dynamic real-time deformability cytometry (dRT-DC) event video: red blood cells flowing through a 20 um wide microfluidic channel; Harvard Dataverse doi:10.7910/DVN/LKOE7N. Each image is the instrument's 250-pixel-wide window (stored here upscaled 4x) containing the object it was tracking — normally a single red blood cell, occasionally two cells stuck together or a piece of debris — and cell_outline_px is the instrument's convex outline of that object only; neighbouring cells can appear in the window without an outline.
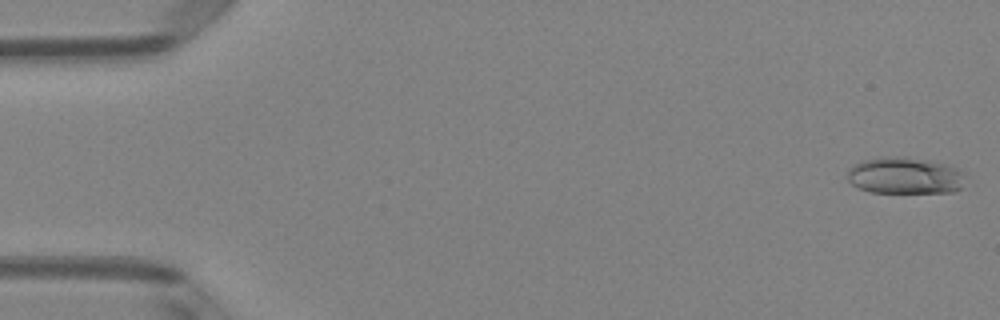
{"species": "Egyptian fruit bat (a non-hibernating species)", "species_latin": "Rousettus aegyptiacus", "temperature_condition": "room temperature", "stored_images_in_passage": 51, "segment_of_instrument_passage": [1, 2], "camera_frame_rate_fps": 3000, "um_per_image_px": 0.085, "animal": {"sex": "female"}, "frame": {"image": 1, "passage_image": 1, "time_ms": 0.0, "image_size_px": [1000, 320], "cell_outline_px": [[960, 188], [952, 192], [872, 192], [860, 188], [852, 184], [848, 180], [848, 172], [852, 164], [860, 160], [888, 156], [908, 156], [928, 160], [944, 164], [956, 168], [960, 172]], "centroid_in_image_um": [76.82, 14.9], "position_along_channel_um": 8.2, "area_um2": 24.85}}
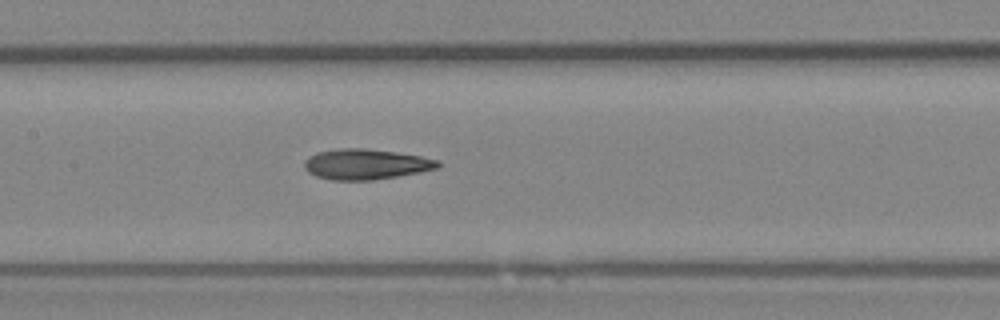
{"frame": {"image": 2, "passage_image": 24, "time_ms": 7.667, "image_size_px": [1000, 320], "cell_outline_px": [[440, 164], [436, 168], [420, 172], [372, 180], [328, 180], [316, 176], [308, 172], [304, 168], [304, 160], [316, 152], [340, 148], [364, 148], [396, 152], [420, 156], [440, 160]], "centroid_in_image_um": [31.06, 13.96], "position_along_channel_um": 176.3, "area_um2": 23.7}}
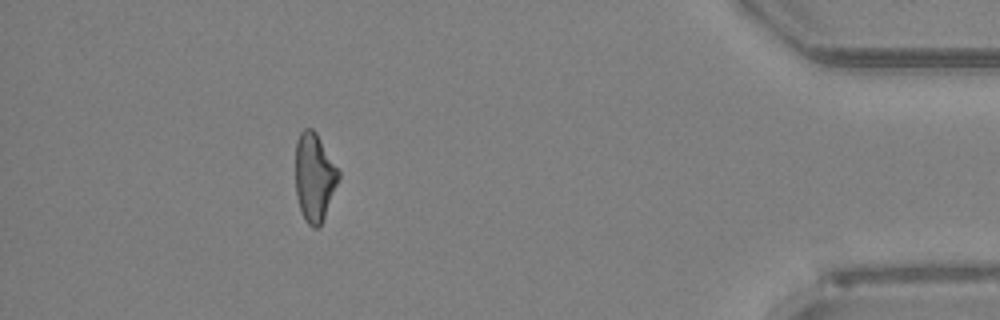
{"frame": {"image": 3, "passage_image": 45, "time_ms": 14.667, "image_size_px": [1000, 320], "cell_outline_px": [[340, 176], [324, 216], [320, 224], [316, 228], [312, 228], [304, 220], [300, 208], [296, 192], [296, 140], [300, 132], [304, 128], [312, 128], [316, 132], [340, 172]], "centroid_in_image_um": [26.71, 15.03], "position_along_channel_um": 408.5, "area_um2": 21.85}}